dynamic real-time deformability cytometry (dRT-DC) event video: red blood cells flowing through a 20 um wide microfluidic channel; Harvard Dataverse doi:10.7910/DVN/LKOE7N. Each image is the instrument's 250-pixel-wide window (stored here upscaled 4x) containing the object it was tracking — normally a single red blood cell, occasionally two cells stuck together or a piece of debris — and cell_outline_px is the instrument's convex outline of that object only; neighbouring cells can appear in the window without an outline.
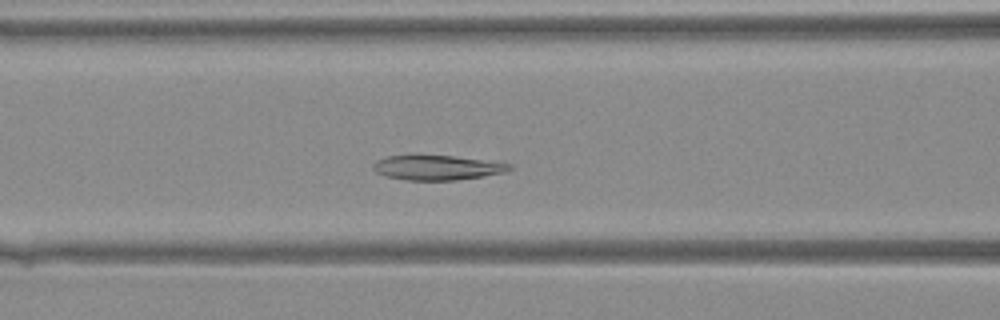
{"species": "Egyptian fruit bat (a non-hibernating species)", "species_latin": "Rousettus aegyptiacus", "temperature_condition": "warm", "stored_images_in_passage": 38, "camera_frame_rate_fps": 3000, "um_per_image_px": 0.085, "animal": {"sex": "female"}, "frame": {"image": 1, "passage_image": 13, "time_ms": 4.0, "image_size_px": [1000, 320], "cell_outline_px": [[512, 168], [508, 172], [484, 176], [456, 180], [408, 180], [384, 176], [376, 172], [372, 168], [372, 164], [376, 160], [384, 156], [412, 152], [416, 152], [452, 156], [512, 164]], "centroid_in_image_um": [37.05, 14.2], "position_along_channel_um": 129.5, "area_um2": 20.58}}
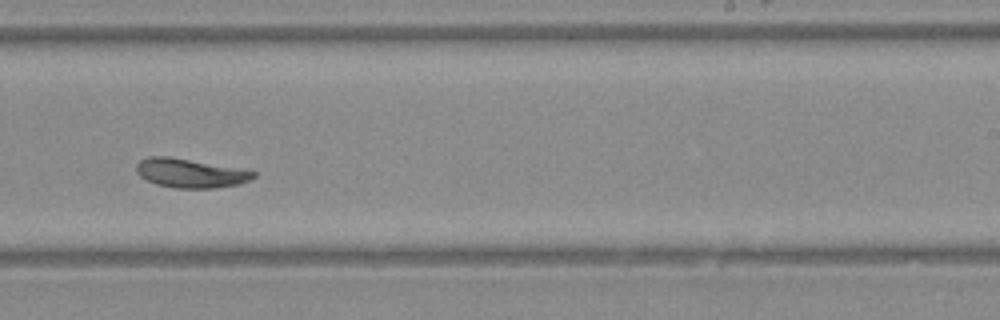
{"frame": {"image": 2, "passage_image": 22, "time_ms": 7.0, "image_size_px": [1000, 320], "cell_outline_px": [[256, 176], [240, 184], [216, 188], [172, 188], [156, 184], [140, 176], [136, 172], [136, 164], [140, 160], [148, 156], [168, 156], [256, 172]], "centroid_in_image_um": [16.12, 14.73], "position_along_channel_um": 272.9, "area_um2": 19.54}}
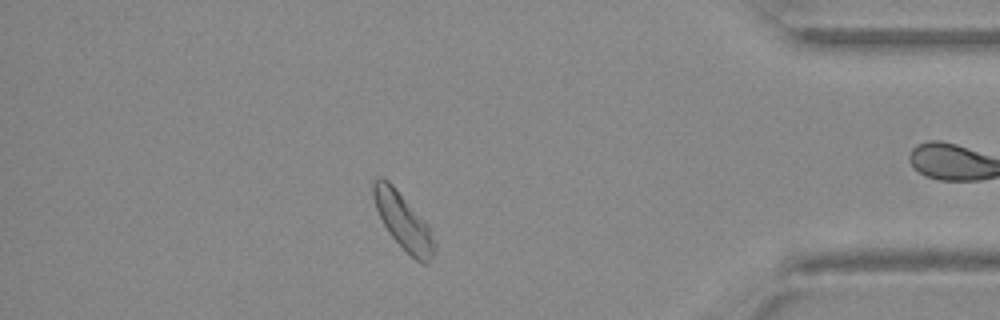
{"frame": {"image": 3, "passage_image": 32, "time_ms": 10.333, "image_size_px": [1000, 320], "cell_outline_px": [[436, 248], [432, 260], [428, 264], [424, 264], [416, 260], [388, 232], [376, 208], [372, 196], [372, 180], [376, 176], [380, 176], [388, 180], [392, 184], [428, 224], [436, 244]], "centroid_in_image_um": [34.28, 18.79], "position_along_channel_um": 400.9, "area_um2": 20.0}}